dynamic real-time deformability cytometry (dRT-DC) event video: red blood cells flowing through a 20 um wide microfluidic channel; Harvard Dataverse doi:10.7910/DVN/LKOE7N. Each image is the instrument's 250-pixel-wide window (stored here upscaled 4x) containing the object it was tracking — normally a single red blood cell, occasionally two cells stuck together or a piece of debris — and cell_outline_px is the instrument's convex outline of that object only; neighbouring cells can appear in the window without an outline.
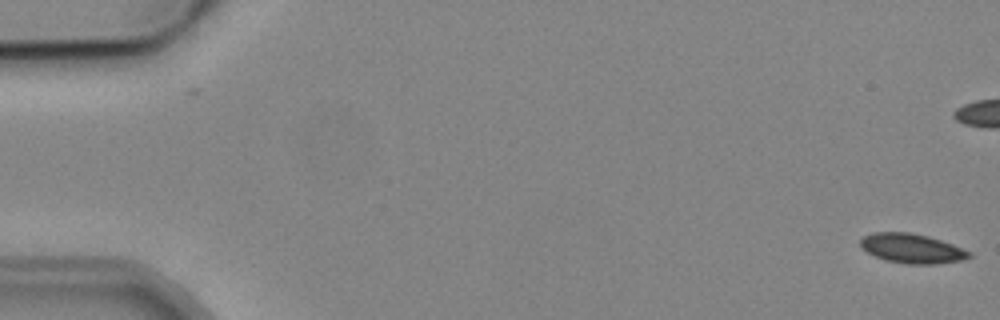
{"species": "common noctule bat (a hibernating species)", "species_latin": "Nyctalus noctula", "temperature_condition": "cold", "stored_images_in_passage": 4, "camera_frame_rate_fps": 3000, "um_per_image_px": 0.085, "animal": {"sex": "male", "body_mass_g": 19.2, "forearm_length_mm": 51.8}, "frame": {"image": 1, "passage_image": 1, "time_ms": 0.0, "image_size_px": [1000, 320], "cell_outline_px": [[972, 256], [964, 260], [936, 264], [904, 264], [884, 260], [860, 248], [860, 240], [864, 236], [876, 232], [908, 232], [928, 236], [952, 244], [972, 252]], "centroid_in_image_um": [77.52, 21.13], "position_along_channel_um": 7.5, "area_um2": 18.79}}